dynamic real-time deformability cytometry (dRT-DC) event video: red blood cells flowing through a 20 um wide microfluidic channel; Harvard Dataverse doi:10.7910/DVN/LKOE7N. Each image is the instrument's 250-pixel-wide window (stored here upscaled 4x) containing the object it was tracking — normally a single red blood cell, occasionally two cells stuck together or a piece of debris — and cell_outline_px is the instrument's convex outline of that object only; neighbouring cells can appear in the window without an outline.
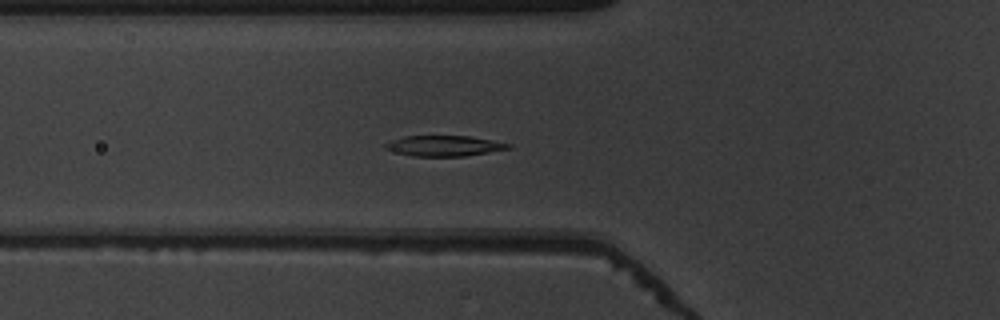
{"species": "common noctule bat (a hibernating species)", "species_latin": "Nyctalus noctula", "temperature_condition": "warm", "stored_images_in_passage": 35, "camera_frame_rate_fps": 3000, "um_per_image_px": 0.085, "animal": {"sex": "male", "body_mass_g": 19.5, "forearm_length_mm": 54.6}, "frame": {"image": 1, "passage_image": 2, "time_ms": 0.333, "image_size_px": [1000, 320], "cell_outline_px": [[512, 148], [464, 156], [412, 156], [396, 152], [384, 148], [384, 144], [392, 140], [404, 136], [468, 136], [492, 140], [512, 144]], "centroid_in_image_um": [37.76, 12.39], "position_along_channel_um": 88.0, "area_um2": 14.62}}
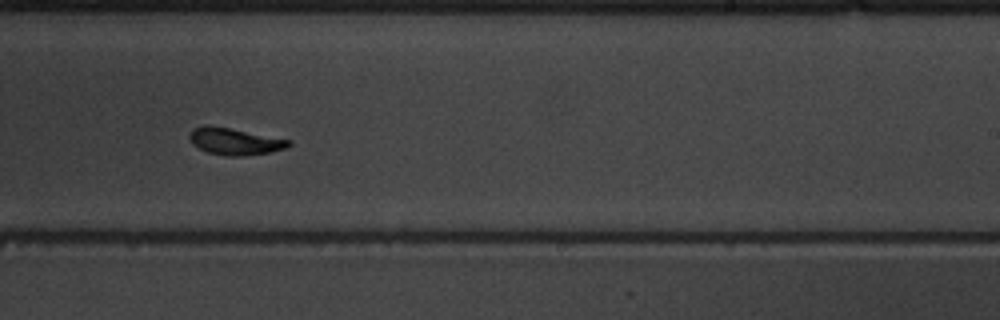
{"frame": {"image": 2, "passage_image": 16, "time_ms": 5.0, "image_size_px": [1000, 320], "cell_outline_px": [[292, 144], [288, 148], [272, 152], [248, 156], [224, 156], [208, 152], [192, 144], [188, 136], [192, 128], [204, 124], [208, 124], [292, 140]], "centroid_in_image_um": [19.97, 12.02], "position_along_channel_um": 269.0, "area_um2": 15.84}}
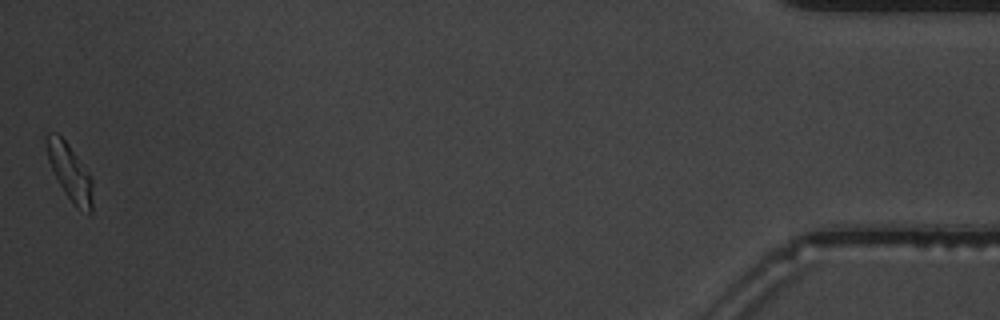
{"frame": {"image": 3, "passage_image": 35, "time_ms": 11.333, "image_size_px": [1000, 320], "cell_outline_px": [[92, 212], [88, 216], [76, 208], [60, 184], [48, 160], [44, 140], [44, 136], [48, 132], [56, 132], [68, 144], [92, 176]], "centroid_in_image_um": [5.95, 14.64], "position_along_channel_um": 429.3, "area_um2": 15.26}}